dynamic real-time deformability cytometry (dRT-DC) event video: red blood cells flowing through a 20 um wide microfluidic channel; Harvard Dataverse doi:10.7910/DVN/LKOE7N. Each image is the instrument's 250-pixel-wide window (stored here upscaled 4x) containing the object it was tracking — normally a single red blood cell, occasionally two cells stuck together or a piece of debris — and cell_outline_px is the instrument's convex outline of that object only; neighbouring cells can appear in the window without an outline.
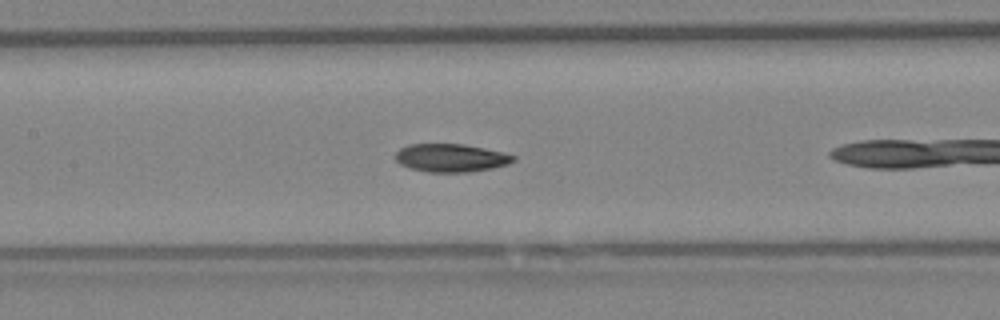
{"species": "Egyptian fruit bat (a non-hibernating species)", "species_latin": "Rousettus aegyptiacus", "temperature_condition": "warm", "stored_images_in_passage": 19, "segment_of_instrument_passage": [2, 2], "camera_frame_rate_fps": 3000, "um_per_image_px": 0.085, "animal": {"sex": "female"}, "frame": {"image": 1, "passage_image": 11, "time_ms": 3.333, "image_size_px": [1000, 320], "cell_outline_px": [[516, 160], [508, 164], [492, 168], [468, 172], [428, 172], [408, 168], [400, 164], [396, 160], [396, 152], [400, 148], [408, 144], [464, 144], [504, 152], [516, 156]], "centroid_in_image_um": [38.33, 13.42], "position_along_channel_um": 169.1, "area_um2": 19.42}}